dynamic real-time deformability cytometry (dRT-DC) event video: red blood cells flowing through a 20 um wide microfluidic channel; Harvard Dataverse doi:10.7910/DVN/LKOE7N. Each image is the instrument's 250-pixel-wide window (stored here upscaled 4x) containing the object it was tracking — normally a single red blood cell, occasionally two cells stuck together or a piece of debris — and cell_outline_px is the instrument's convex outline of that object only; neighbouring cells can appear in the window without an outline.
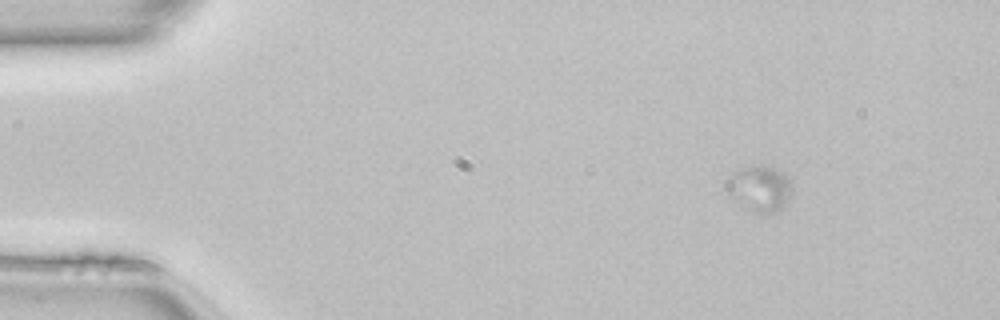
{"species": "common noctule bat (a hibernating species)", "species_latin": "Nyctalus noctula", "temperature_condition": "room temperature", "stored_images_in_passage": 56, "camera_frame_rate_fps": 3000, "um_per_image_px": 0.085, "animal": {"sex": "female", "body_mass_g": 22.7, "forearm_length_mm": 54.2}, "frame": {"image": 1, "passage_image": 1, "time_ms": 0.0, "image_size_px": [1000, 320], "cell_outline_px": [[792, 192], [788, 204], [780, 212], [772, 216], [760, 216], [748, 212], [728, 196], [728, 180], [732, 172], [740, 168], [752, 164], [768, 164], [784, 172], [788, 176], [792, 184]], "centroid_in_image_um": [64.63, 16.08], "position_along_channel_um": 20.4, "area_um2": 18.96}}
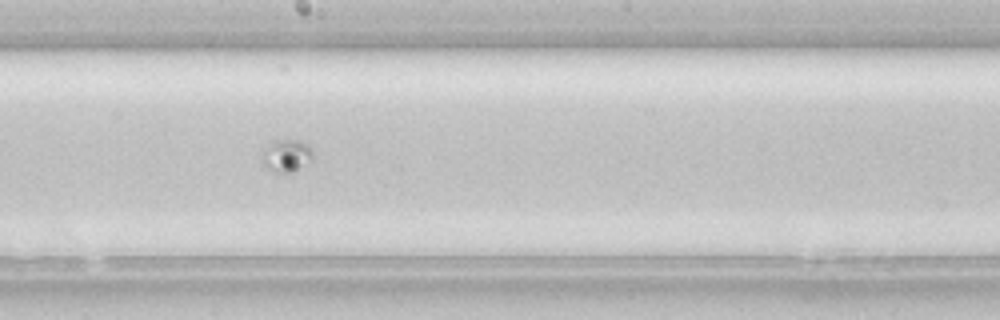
{"frame": {"image": 2, "passage_image": 28, "time_ms": 9.0, "image_size_px": [1000, 320], "cell_outline_px": [[316, 156], [312, 160], [296, 172], [284, 176], [276, 176], [260, 160], [260, 156], [276, 140], [300, 140], [308, 144], [312, 148]], "centroid_in_image_um": [24.42, 13.32], "position_along_channel_um": 223.8, "area_um2": 10.23}}
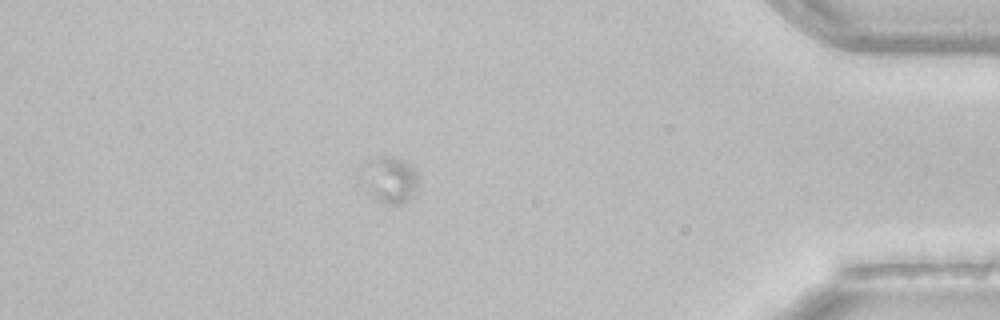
{"frame": {"image": 3, "passage_image": 48, "time_ms": 15.667, "image_size_px": [1000, 320], "cell_outline_px": [[420, 184], [416, 196], [408, 204], [380, 204], [364, 192], [356, 184], [356, 176], [360, 160], [372, 156], [392, 156], [404, 160], [420, 176]], "centroid_in_image_um": [32.97, 15.29], "position_along_channel_um": 402.2, "area_um2": 17.86}}